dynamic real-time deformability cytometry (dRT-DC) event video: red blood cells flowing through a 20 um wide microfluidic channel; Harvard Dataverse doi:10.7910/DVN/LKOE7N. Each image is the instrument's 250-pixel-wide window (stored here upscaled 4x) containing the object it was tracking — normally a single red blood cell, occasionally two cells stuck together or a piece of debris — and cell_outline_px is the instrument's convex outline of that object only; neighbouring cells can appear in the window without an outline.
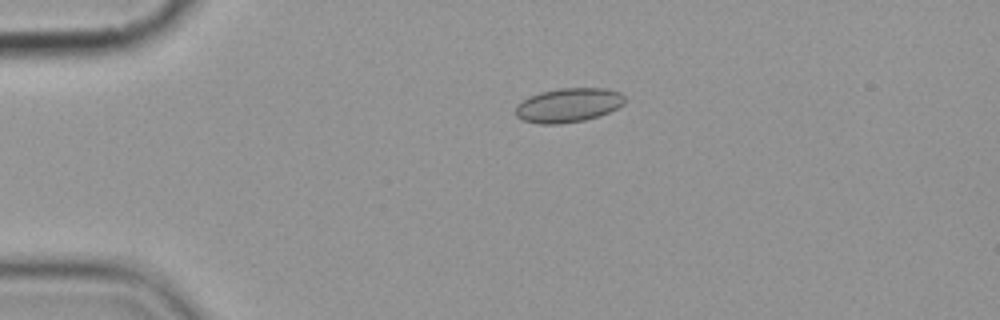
{"species": "common noctule bat (a hibernating species)", "species_latin": "Nyctalus noctula", "temperature_condition": "cold", "stored_images_in_passage": 5, "camera_frame_rate_fps": 3000, "um_per_image_px": 0.085, "animal": {"sex": "female", "body_mass_g": 19.9}, "frame": {"image": 1, "passage_image": 4, "time_ms": 3.333, "image_size_px": [1000, 320], "cell_outline_px": [[624, 104], [600, 116], [584, 120], [560, 124], [540, 124], [524, 120], [516, 116], [516, 104], [520, 100], [528, 96], [540, 92], [560, 88], [604, 88], [620, 92], [624, 96]], "centroid_in_image_um": [48.28, 8.93], "position_along_channel_um": 36.7, "area_um2": 21.85}}